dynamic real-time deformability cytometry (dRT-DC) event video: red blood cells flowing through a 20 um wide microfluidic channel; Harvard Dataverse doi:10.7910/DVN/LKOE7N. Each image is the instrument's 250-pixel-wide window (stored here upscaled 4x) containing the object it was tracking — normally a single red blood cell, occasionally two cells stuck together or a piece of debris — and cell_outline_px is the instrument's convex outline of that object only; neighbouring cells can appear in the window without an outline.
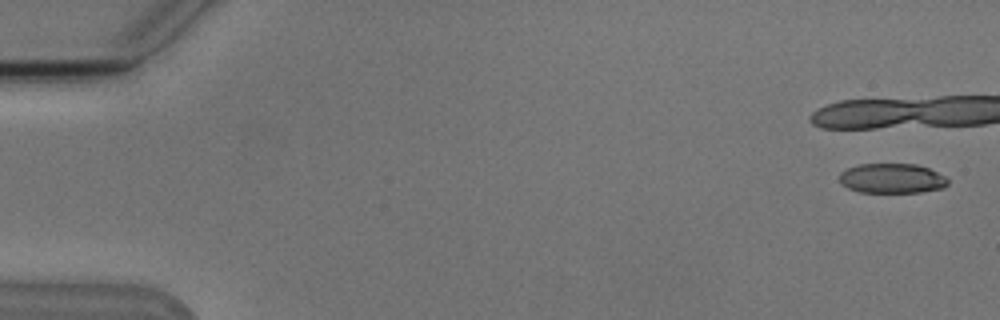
{"species": "Egyptian fruit bat (a non-hibernating species)", "species_latin": "Rousettus aegyptiacus", "temperature_condition": "cold", "stored_images_in_passage": 4, "camera_frame_rate_fps": 3000, "um_per_image_px": 0.085, "animal": {"sex": "male"}, "frame": {"image": 1, "passage_image": 1, "time_ms": 0.0, "image_size_px": [1000, 320], "cell_outline_px": [[948, 184], [944, 188], [920, 192], [860, 192], [848, 188], [840, 180], [840, 172], [848, 168], [860, 164], [916, 164], [928, 168], [944, 176], [948, 180]], "centroid_in_image_um": [75.83, 15.16], "position_along_channel_um": 9.2, "area_um2": 18.67}}